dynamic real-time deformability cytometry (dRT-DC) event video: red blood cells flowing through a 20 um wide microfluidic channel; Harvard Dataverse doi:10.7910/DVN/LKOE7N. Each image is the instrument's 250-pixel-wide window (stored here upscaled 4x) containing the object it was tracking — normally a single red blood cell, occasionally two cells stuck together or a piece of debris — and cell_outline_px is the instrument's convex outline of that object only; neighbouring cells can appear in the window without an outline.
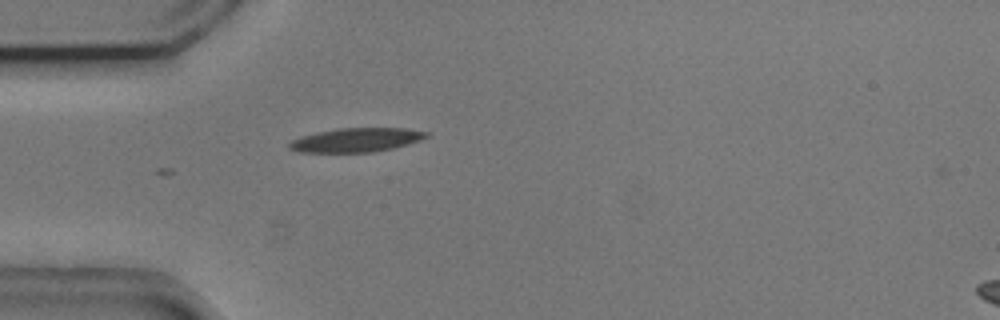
{"species": "common noctule bat (a hibernating species)", "species_latin": "Nyctalus noctula", "temperature_condition": "cold", "stored_images_in_passage": 16, "camera_frame_rate_fps": 3000, "um_per_image_px": 0.085, "animal": {"sex": "male", "body_mass_g": 20.5, "forearm_length_mm": 52.5}, "frame": {"image": 1, "passage_image": 1, "time_ms": 0.0, "image_size_px": [1000, 320], "cell_outline_px": [[432, 132], [428, 136], [420, 140], [408, 144], [392, 148], [372, 152], [300, 152], [288, 148], [288, 144], [292, 140], [300, 136], [316, 132], [340, 128], [408, 128]], "centroid_in_image_um": [30.3, 11.89], "position_along_channel_um": 54.7, "area_um2": 19.25}}